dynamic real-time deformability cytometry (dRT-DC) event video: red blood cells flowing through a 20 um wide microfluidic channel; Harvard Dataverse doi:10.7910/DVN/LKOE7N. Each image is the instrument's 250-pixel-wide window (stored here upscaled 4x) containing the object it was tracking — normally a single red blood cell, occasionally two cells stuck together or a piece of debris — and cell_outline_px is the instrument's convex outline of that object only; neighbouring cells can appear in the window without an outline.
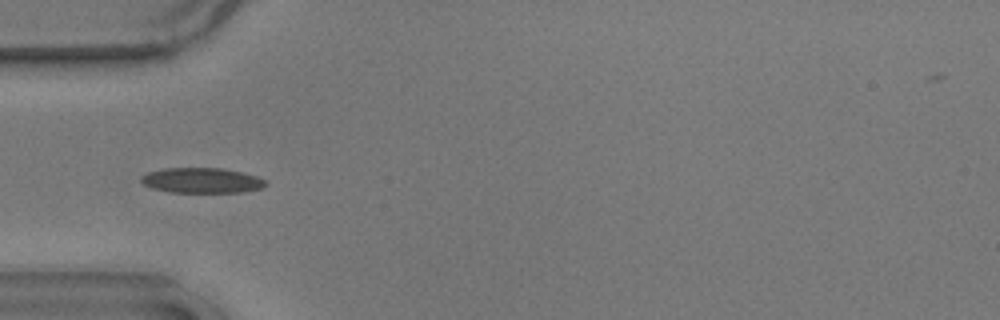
{"species": "common noctule bat (a hibernating species)", "species_latin": "Nyctalus noctula", "temperature_condition": "warm", "stored_images_in_passage": 44, "camera_frame_rate_fps": 3000, "um_per_image_px": 0.085, "animal": {"sex": "male", "body_mass_g": 17.9}, "frame": {"image": 1, "passage_image": 5, "time_ms": 1.333, "image_size_px": [1000, 320], "cell_outline_px": [[268, 184], [264, 188], [244, 192], [172, 192], [152, 188], [144, 184], [140, 180], [140, 176], [148, 172], [164, 168], [220, 168], [240, 172], [256, 176], [264, 180]], "centroid_in_image_um": [17.15, 15.34], "position_along_channel_um": 67.8, "area_um2": 18.26}}
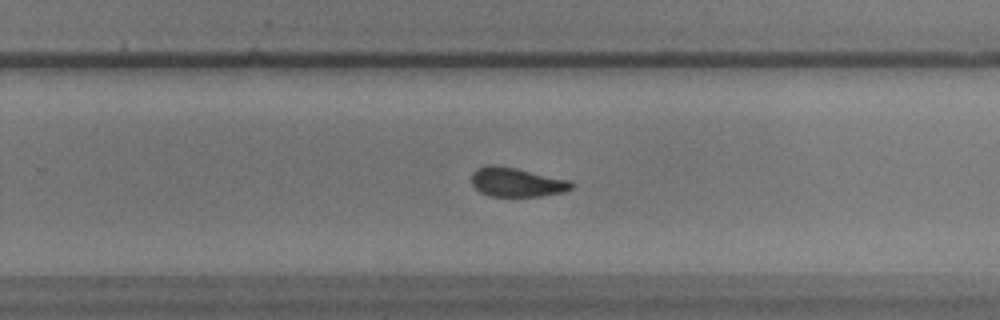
{"frame": {"image": 2, "passage_image": 23, "time_ms": 7.333, "image_size_px": [1000, 320], "cell_outline_px": [[572, 188], [564, 192], [540, 196], [492, 196], [480, 192], [472, 184], [472, 172], [476, 168], [484, 164], [496, 164], [516, 168], [572, 180]], "centroid_in_image_um": [43.9, 15.46], "position_along_channel_um": 285.9, "area_um2": 17.17}}
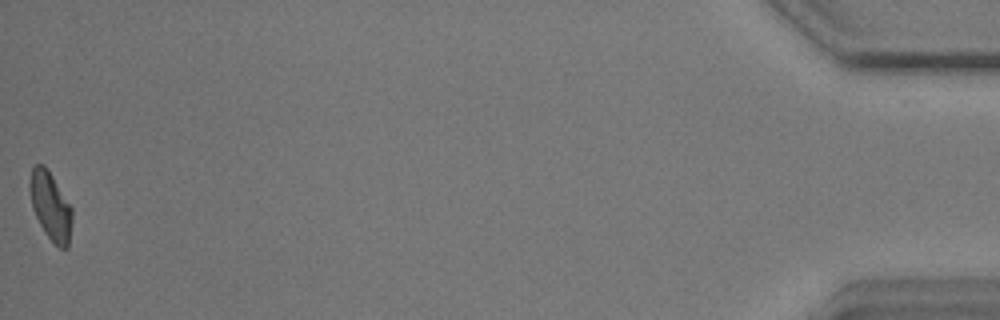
{"frame": {"image": 3, "passage_image": 43, "time_ms": 14.0, "image_size_px": [1000, 320], "cell_outline_px": [[72, 220], [68, 248], [60, 248], [44, 232], [32, 208], [28, 184], [32, 168], [36, 164], [44, 164], [48, 168], [72, 208]], "centroid_in_image_um": [4.28, 17.48], "position_along_channel_um": 430.9, "area_um2": 16.82}, "authors_computed_cell_mechanics": {"area_um2": 17.2244, "velocity_mm_per_s": 3.6312, "shape_relaxation_time_tau1_ms": 5.8637, "shape_relaxation_time_tau2_ms": 2.0948, "deformation_change_tau1": 0.1696, "deformation_change_tau2": 0.0757}}